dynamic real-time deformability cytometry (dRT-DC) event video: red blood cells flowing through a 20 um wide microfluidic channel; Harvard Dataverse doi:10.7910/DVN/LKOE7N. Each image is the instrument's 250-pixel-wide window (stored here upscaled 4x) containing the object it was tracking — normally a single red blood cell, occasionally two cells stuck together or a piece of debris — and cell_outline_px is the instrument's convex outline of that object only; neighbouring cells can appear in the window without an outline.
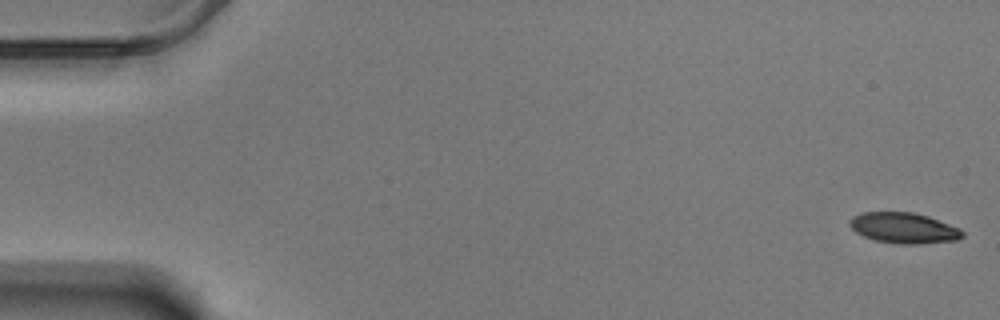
{"species": "Egyptian fruit bat (a non-hibernating species)", "species_latin": "Rousettus aegyptiacus", "temperature_condition": "warm", "stored_images_in_passage": 59, "camera_frame_rate_fps": 3000, "um_per_image_px": 0.085, "animal": {"sex": "male"}, "frame": {"image": 1, "passage_image": 1, "time_ms": 0.0, "image_size_px": [1000, 320], "cell_outline_px": [[964, 236], [956, 240], [920, 244], [900, 244], [876, 240], [864, 236], [856, 232], [848, 224], [848, 220], [852, 216], [864, 212], [912, 212], [928, 216], [960, 228], [964, 232]], "centroid_in_image_um": [76.82, 19.37], "position_along_channel_um": 8.2, "area_um2": 20.17}}
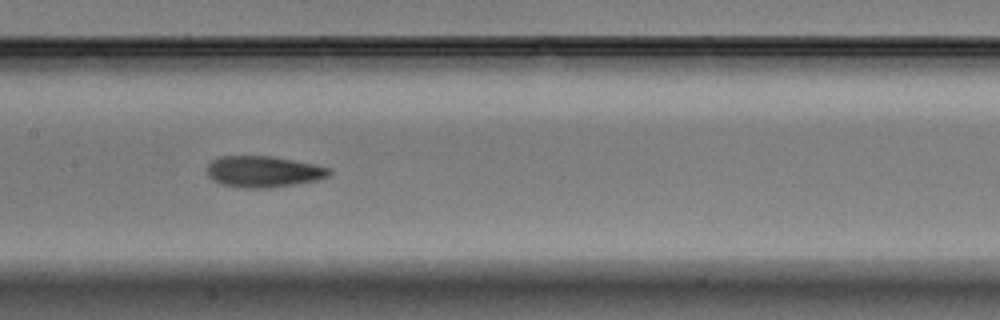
{"frame": {"image": 2, "passage_image": 29, "time_ms": 9.333, "image_size_px": [1000, 320], "cell_outline_px": [[332, 172], [328, 176], [316, 180], [268, 188], [244, 188], [220, 184], [212, 180], [208, 176], [208, 164], [212, 160], [220, 156], [272, 156], [316, 164], [328, 168]], "centroid_in_image_um": [22.36, 14.58], "position_along_channel_um": 185.0, "area_um2": 22.2}}
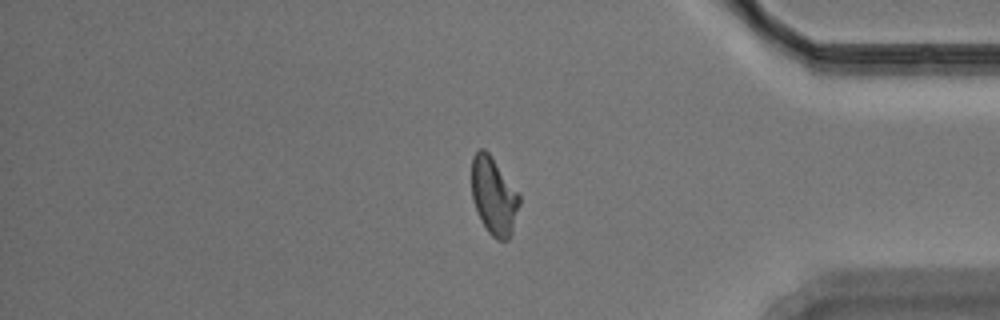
{"frame": {"image": 3, "passage_image": 49, "time_ms": 16.0, "image_size_px": [1000, 320], "cell_outline_px": [[520, 204], [512, 232], [508, 240], [496, 240], [488, 232], [480, 220], [472, 200], [472, 156], [480, 148], [484, 148], [488, 152], [520, 196]], "centroid_in_image_um": [41.96, 16.69], "position_along_channel_um": 393.2, "area_um2": 21.44}, "authors_computed_cell_mechanics": {"area_um2": 21.5016, "velocity_mm_per_s": 3.4699, "shape_relaxation_time_tau1_ms": 7.358, "shape_relaxation_time_tau2_ms": 2.8491, "deformation_change_tau1": 0.1811, "deformation_change_tau2": 0.0886}}